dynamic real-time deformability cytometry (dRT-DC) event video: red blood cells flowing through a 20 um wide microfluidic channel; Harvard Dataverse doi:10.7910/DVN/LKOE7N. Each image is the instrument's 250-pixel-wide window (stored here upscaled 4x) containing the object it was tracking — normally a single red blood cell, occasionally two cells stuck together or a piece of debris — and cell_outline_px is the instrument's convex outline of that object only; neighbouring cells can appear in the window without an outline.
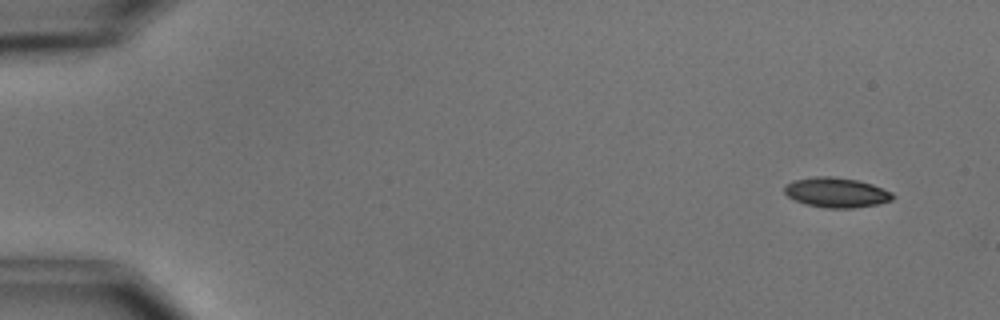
{"species": "common noctule bat (a hibernating species)", "species_latin": "Nyctalus noctula", "temperature_condition": "cold", "stored_images_in_passage": 4, "camera_frame_rate_fps": 3000, "um_per_image_px": 0.085, "animal": {"sex": "male", "body_mass_g": 15.6}, "frame": {"image": 1, "passage_image": 1, "time_ms": 0.0, "image_size_px": [1000, 320], "cell_outline_px": [[896, 196], [892, 200], [876, 204], [852, 208], [824, 208], [804, 204], [788, 196], [784, 192], [784, 184], [792, 180], [816, 176], [832, 176], [856, 180], [872, 184], [892, 192]], "centroid_in_image_um": [71.06, 16.36], "position_along_channel_um": 13.9, "area_um2": 18.96}}
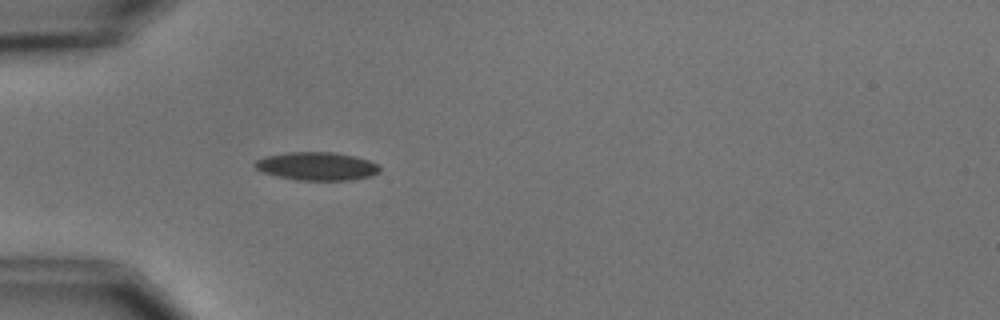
{"frame": {"image": 2, "passage_image": 4, "time_ms": 4.333, "image_size_px": [1000, 320], "cell_outline_px": [[380, 172], [372, 176], [352, 180], [296, 180], [276, 176], [264, 172], [256, 168], [252, 164], [256, 160], [264, 156], [288, 152], [332, 152], [356, 156], [368, 160], [376, 164], [380, 168]], "centroid_in_image_um": [26.93, 14.13], "position_along_channel_um": 58.1, "area_um2": 20.63}}